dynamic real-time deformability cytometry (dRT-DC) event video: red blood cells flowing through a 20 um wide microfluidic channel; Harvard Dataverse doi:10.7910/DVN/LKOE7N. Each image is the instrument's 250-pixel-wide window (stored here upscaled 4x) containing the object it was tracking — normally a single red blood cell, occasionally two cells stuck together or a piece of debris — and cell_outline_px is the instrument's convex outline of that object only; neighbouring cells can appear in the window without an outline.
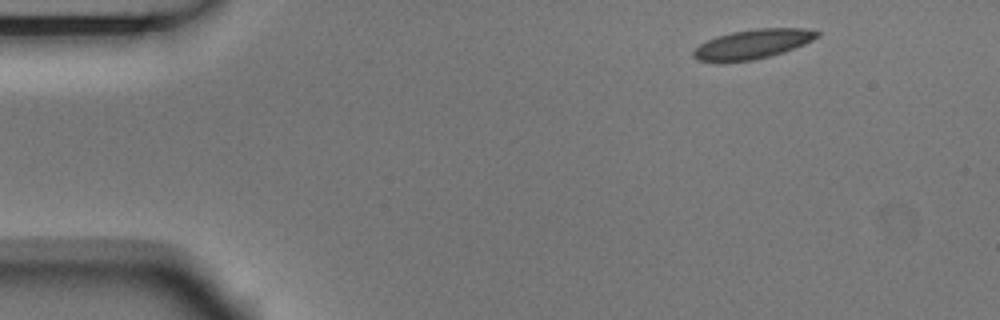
{"species": "Egyptian fruit bat (a non-hibernating species)", "species_latin": "Rousettus aegyptiacus", "temperature_condition": "room temperature", "stored_images_in_passage": 4, "camera_frame_rate_fps": 3000, "um_per_image_px": 0.085, "animal": {"sex": "male"}, "frame": {"image": 1, "passage_image": 1, "time_ms": 0.0, "image_size_px": [1000, 320], "cell_outline_px": [[820, 36], [804, 44], [784, 52], [752, 60], [696, 60], [692, 56], [692, 52], [700, 44], [716, 36], [732, 32], [756, 28], [804, 28], [820, 32]], "centroid_in_image_um": [64.02, 3.72], "position_along_channel_um": 21.0, "area_um2": 20.75}}
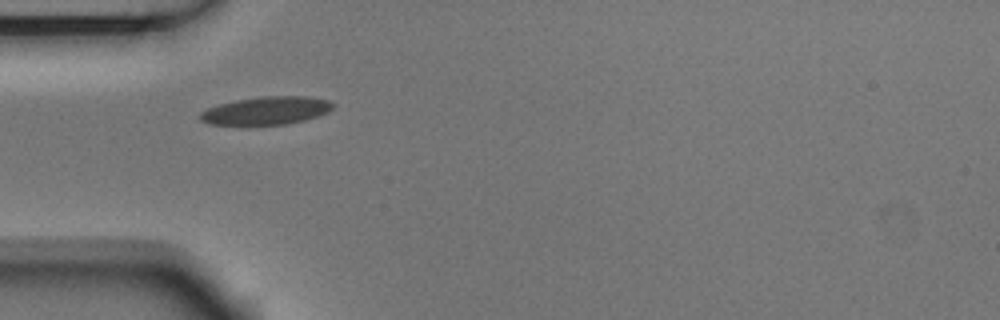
{"frame": {"image": 2, "passage_image": 4, "time_ms": 1.0, "image_size_px": [1000, 320], "cell_outline_px": [[336, 104], [328, 112], [304, 120], [284, 124], [208, 124], [200, 120], [200, 112], [208, 108], [220, 104], [236, 100], [264, 96], [308, 96], [328, 100]], "centroid_in_image_um": [22.66, 9.39], "position_along_channel_um": 62.3, "area_um2": 21.39}}